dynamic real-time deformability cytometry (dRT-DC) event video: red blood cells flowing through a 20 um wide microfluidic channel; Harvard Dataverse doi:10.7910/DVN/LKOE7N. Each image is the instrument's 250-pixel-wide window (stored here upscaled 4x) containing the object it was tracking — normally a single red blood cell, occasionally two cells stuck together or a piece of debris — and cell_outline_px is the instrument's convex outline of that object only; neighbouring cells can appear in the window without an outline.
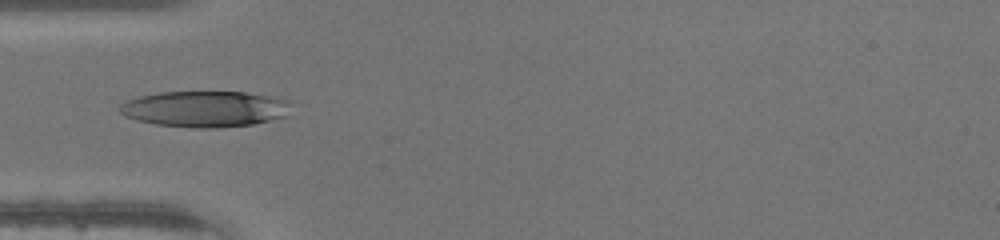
{"species": "human", "species_latin": "Homo sapiens", "temperature_condition": "warm", "stored_images_in_passage": 32, "camera_frame_rate_fps": 3000, "um_per_image_px": 0.085, "donor": {"sex": "male"}, "frame": {"image": 1, "passage_image": 1, "time_ms": 0.0, "image_size_px": [1000, 240], "cell_outline_px": [[292, 100], [288, 116], [252, 124], [212, 128], [192, 128], [156, 124], [136, 120], [120, 112], [120, 104], [128, 100], [140, 96], [160, 92], [244, 92], [272, 96]], "centroid_in_image_um": [17.48, 9.25], "position_along_channel_um": 67.5, "area_um2": 36.07}}
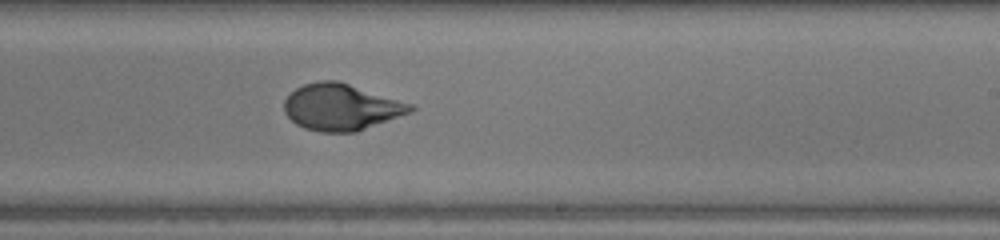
{"frame": {"image": 2, "passage_image": 14, "time_ms": 4.333, "image_size_px": [1000, 240], "cell_outline_px": [[416, 108], [412, 112], [356, 132], [320, 132], [304, 128], [296, 124], [284, 112], [284, 100], [296, 88], [304, 84], [320, 80], [336, 80], [412, 104]], "centroid_in_image_um": [28.99, 9.11], "position_along_channel_um": 260.0, "area_um2": 33.99}}
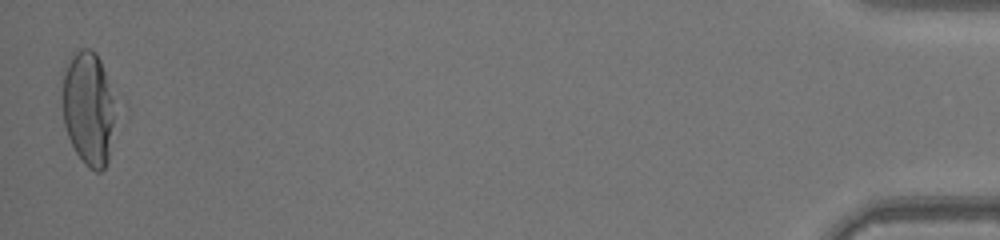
{"frame": {"image": 3, "passage_image": 32, "time_ms": 10.333, "image_size_px": [1000, 240], "cell_outline_px": [[120, 108], [108, 160], [104, 168], [100, 172], [96, 172], [88, 168], [84, 164], [76, 152], [68, 136], [64, 124], [60, 96], [64, 76], [68, 60], [80, 48], [88, 48], [96, 52], [100, 60]], "centroid_in_image_um": [7.57, 9.24], "position_along_channel_um": 427.6, "area_um2": 36.7}}